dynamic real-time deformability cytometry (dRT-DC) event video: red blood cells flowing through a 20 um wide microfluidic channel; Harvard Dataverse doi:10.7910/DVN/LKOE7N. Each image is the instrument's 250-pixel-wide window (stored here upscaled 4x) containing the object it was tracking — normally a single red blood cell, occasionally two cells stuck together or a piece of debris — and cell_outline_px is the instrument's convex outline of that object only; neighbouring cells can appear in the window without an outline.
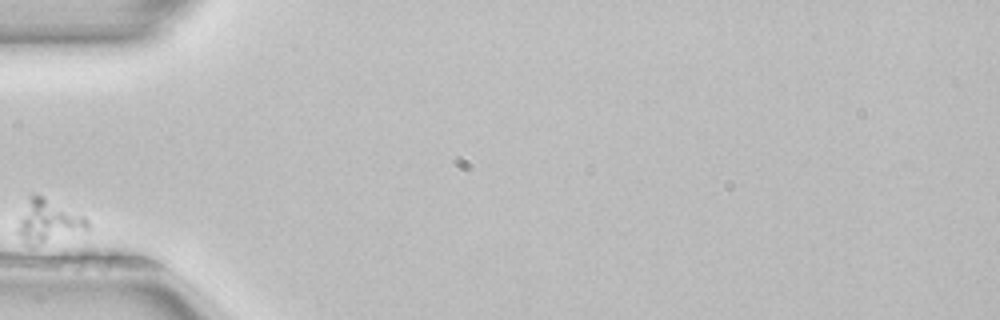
{"species": "common noctule bat (a hibernating species)", "species_latin": "Nyctalus noctula", "temperature_condition": "room temperature", "stored_images_in_passage": 2, "camera_frame_rate_fps": 3000, "um_per_image_px": 0.085, "animal": {"sex": "female", "body_mass_g": 22.7, "forearm_length_mm": 54.2}, "frame": {"image": 1, "passage_image": 1, "time_ms": 0.0, "image_size_px": [1000, 320], "cell_outline_px": [[92, 228], [88, 232], [32, 248], [28, 248], [24, 244], [16, 232], [28, 196], [32, 192], [36, 192], [84, 216], [92, 224]], "centroid_in_image_um": [4.16, 18.87], "position_along_channel_um": 80.8, "area_um2": 18.61}}
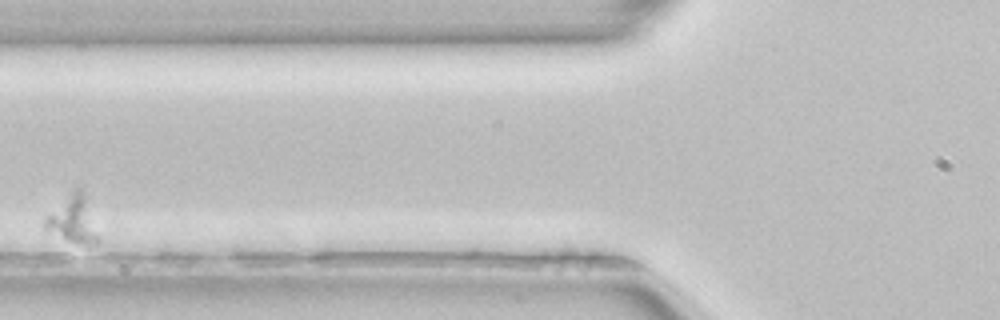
{"frame": {"image": 2, "passage_image": 2, "time_ms": 0.333, "image_size_px": [1000, 320], "cell_outline_px": [[96, 244], [84, 244], [72, 240], [44, 228], [44, 220], [72, 188], [80, 188], [84, 192], [96, 236]], "centroid_in_image_um": [6.16, 18.58], "position_along_channel_um": 119.6, "area_um2": 13.29}}